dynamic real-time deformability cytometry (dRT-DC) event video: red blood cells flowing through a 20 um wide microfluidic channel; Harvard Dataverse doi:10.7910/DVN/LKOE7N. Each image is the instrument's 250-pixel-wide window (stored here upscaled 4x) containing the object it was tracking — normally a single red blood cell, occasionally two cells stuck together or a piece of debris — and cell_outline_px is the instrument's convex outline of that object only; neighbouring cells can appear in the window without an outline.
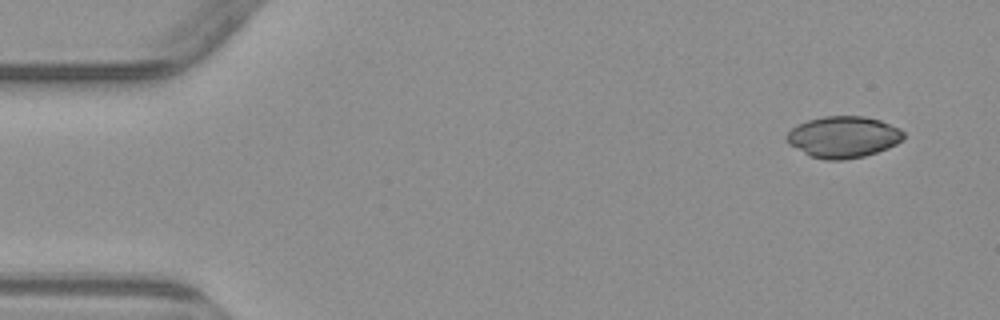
{"species": "common noctule bat (a hibernating species)", "species_latin": "Nyctalus noctula", "temperature_condition": "warm", "stored_images_in_passage": 6, "camera_frame_rate_fps": 3000, "um_per_image_px": 0.085, "animal": {"sex": "male", "body_mass_g": 23.1, "forearm_length_mm": 52.7}, "frame": {"image": 1, "passage_image": 1, "time_ms": 0.0, "image_size_px": [1000, 320], "cell_outline_px": [[904, 140], [888, 148], [864, 156], [844, 160], [824, 160], [808, 156], [788, 144], [784, 140], [784, 136], [792, 128], [808, 120], [824, 116], [864, 116], [880, 120], [900, 128], [904, 132]], "centroid_in_image_um": [71.66, 11.65], "position_along_channel_um": 13.3, "area_um2": 28.55}}